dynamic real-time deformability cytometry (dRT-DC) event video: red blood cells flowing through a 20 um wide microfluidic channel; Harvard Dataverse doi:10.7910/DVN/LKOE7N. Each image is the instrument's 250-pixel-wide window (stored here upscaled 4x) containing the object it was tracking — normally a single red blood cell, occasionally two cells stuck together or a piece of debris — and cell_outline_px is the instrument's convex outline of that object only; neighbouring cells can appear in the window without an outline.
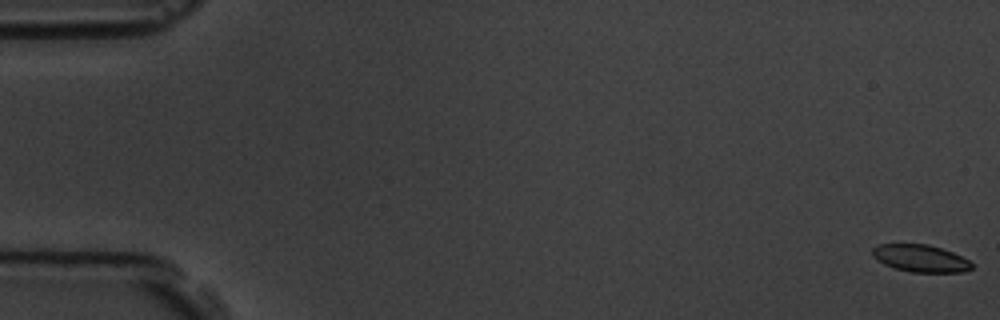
{"species": "common noctule bat (a hibernating species)", "species_latin": "Nyctalus noctula", "temperature_condition": "room temperature", "stored_images_in_passage": 5, "camera_frame_rate_fps": 3000, "um_per_image_px": 0.085, "animal": {"sex": "male", "body_mass_g": 19.5, "forearm_length_mm": 54.6}, "frame": {"image": 1, "passage_image": 1, "time_ms": 0.0, "image_size_px": [1000, 320], "cell_outline_px": [[972, 268], [964, 272], [912, 272], [896, 268], [884, 264], [872, 256], [872, 248], [876, 244], [928, 244], [952, 252], [968, 260], [972, 264]], "centroid_in_image_um": [78.21, 21.95], "position_along_channel_um": 6.8, "area_um2": 15.66}}
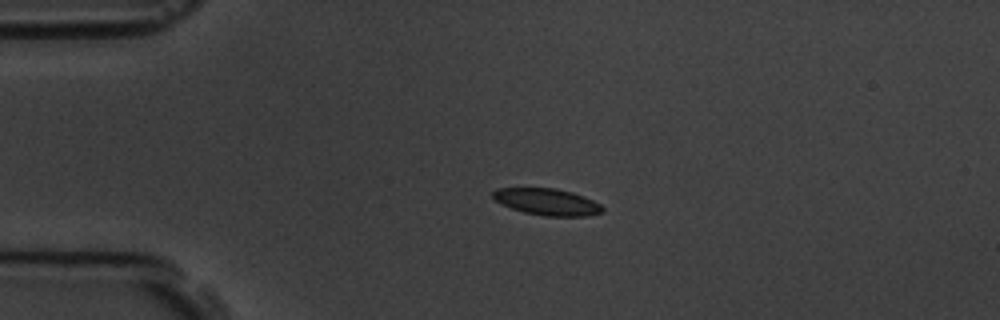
{"frame": {"image": 2, "passage_image": 4, "time_ms": 4.333, "image_size_px": [1000, 320], "cell_outline_px": [[604, 212], [588, 216], [544, 216], [524, 212], [500, 204], [492, 196], [492, 192], [496, 188], [556, 188], [572, 192], [584, 196], [600, 204], [604, 208]], "centroid_in_image_um": [46.51, 17.16], "position_along_channel_um": 38.5, "area_um2": 17.11}}